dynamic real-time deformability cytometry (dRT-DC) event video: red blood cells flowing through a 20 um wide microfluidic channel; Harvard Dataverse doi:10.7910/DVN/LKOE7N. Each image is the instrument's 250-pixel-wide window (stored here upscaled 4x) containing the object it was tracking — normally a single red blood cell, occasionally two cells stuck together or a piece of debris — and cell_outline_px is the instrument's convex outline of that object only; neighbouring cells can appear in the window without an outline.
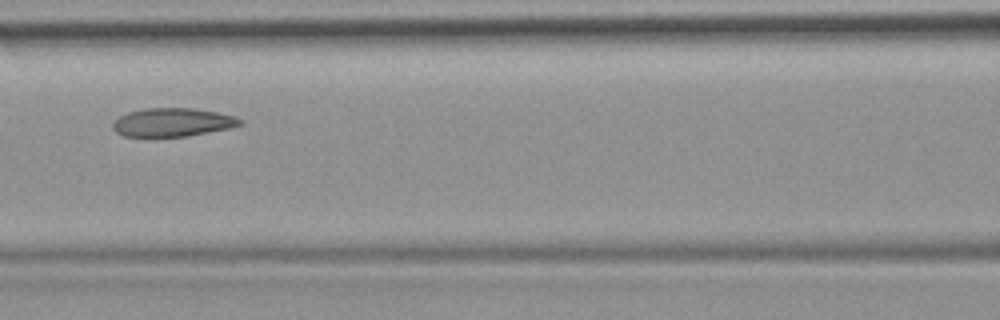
{"species": "common noctule bat (a hibernating species)", "species_latin": "Nyctalus noctula", "temperature_condition": "room temperature", "stored_images_in_passage": 7, "camera_frame_rate_fps": 3000, "um_per_image_px": 0.085, "animal": {"sex": "female", "body_mass_g": 19.9}, "frame": {"image": 1, "passage_image": 4, "time_ms": 3.667, "image_size_px": [1000, 320], "cell_outline_px": [[244, 124], [228, 128], [208, 132], [184, 136], [152, 140], [124, 136], [116, 132], [112, 128], [112, 120], [128, 112], [144, 108], [192, 108], [216, 112], [236, 116], [244, 120]], "centroid_in_image_um": [14.6, 10.43], "position_along_channel_um": 152.0, "area_um2": 21.96}}
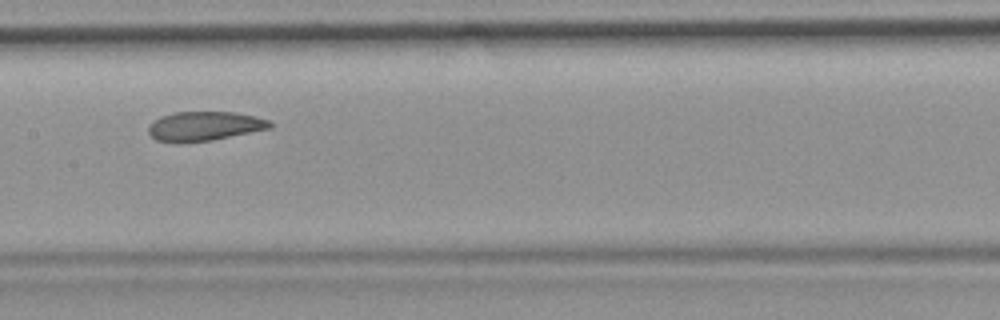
{"frame": {"image": 2, "passage_image": 5, "time_ms": 4.667, "image_size_px": [1000, 320], "cell_outline_px": [[272, 128], [212, 140], [156, 140], [148, 132], [148, 124], [160, 116], [172, 112], [236, 112], [256, 116], [268, 120], [272, 124]], "centroid_in_image_um": [17.41, 10.68], "position_along_channel_um": 190.0, "area_um2": 20.29}}